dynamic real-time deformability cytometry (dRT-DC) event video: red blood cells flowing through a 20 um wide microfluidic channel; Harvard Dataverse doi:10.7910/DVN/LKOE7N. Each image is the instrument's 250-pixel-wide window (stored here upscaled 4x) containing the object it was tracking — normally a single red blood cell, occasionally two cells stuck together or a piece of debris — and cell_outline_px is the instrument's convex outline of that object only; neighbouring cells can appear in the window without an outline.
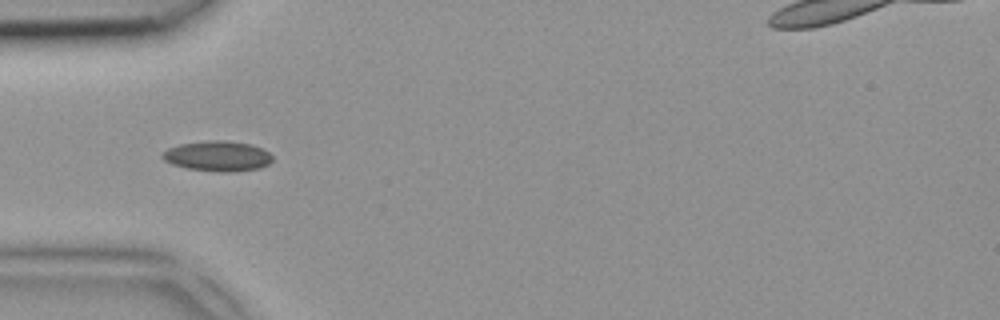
{"species": "common noctule bat (a hibernating species)", "species_latin": "Nyctalus noctula", "temperature_condition": "room temperature", "stored_images_in_passage": 4, "camera_frame_rate_fps": 3000, "um_per_image_px": 0.085, "animal": {"sex": "female", "body_mass_g": 18.4}, "frame": {"image": 1, "passage_image": 4, "time_ms": 1.0, "image_size_px": [1000, 320], "cell_outline_px": [[272, 160], [268, 164], [260, 168], [228, 172], [224, 172], [188, 168], [172, 164], [164, 160], [160, 156], [168, 148], [180, 144], [208, 140], [228, 140], [252, 144], [268, 152], [272, 156]], "centroid_in_image_um": [18.5, 13.25], "position_along_channel_um": 66.5, "area_um2": 19.31}}